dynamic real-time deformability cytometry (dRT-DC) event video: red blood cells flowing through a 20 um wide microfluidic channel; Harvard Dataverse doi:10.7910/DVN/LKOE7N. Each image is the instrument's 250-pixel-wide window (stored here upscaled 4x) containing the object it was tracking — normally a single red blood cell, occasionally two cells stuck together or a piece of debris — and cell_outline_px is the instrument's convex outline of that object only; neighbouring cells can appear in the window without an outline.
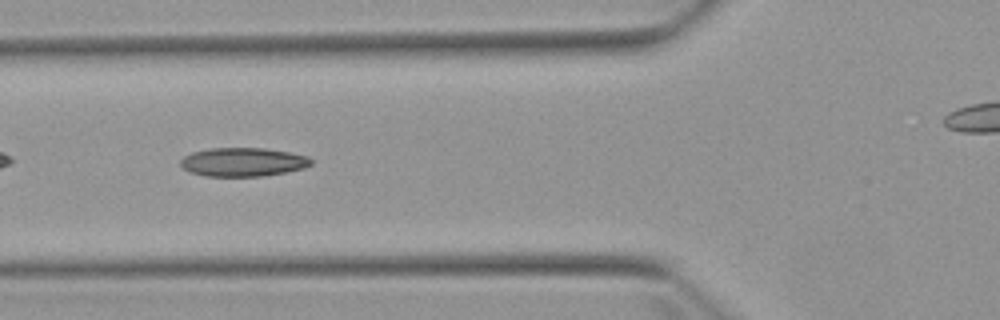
{"species": "Egyptian fruit bat (a non-hibernating species)", "species_latin": "Rousettus aegyptiacus", "temperature_condition": "warm", "stored_images_in_passage": 8, "camera_frame_rate_fps": 3000, "um_per_image_px": 0.085, "animal": {"sex": "female"}, "frame": {"image": 1, "passage_image": 6, "time_ms": 5.667, "image_size_px": [1000, 320], "cell_outline_px": [[312, 164], [304, 168], [264, 176], [204, 176], [188, 172], [180, 164], [180, 160], [184, 156], [192, 152], [212, 148], [264, 148], [288, 152], [308, 156], [312, 160]], "centroid_in_image_um": [20.64, 13.77], "position_along_channel_um": 105.2, "area_um2": 21.85}}
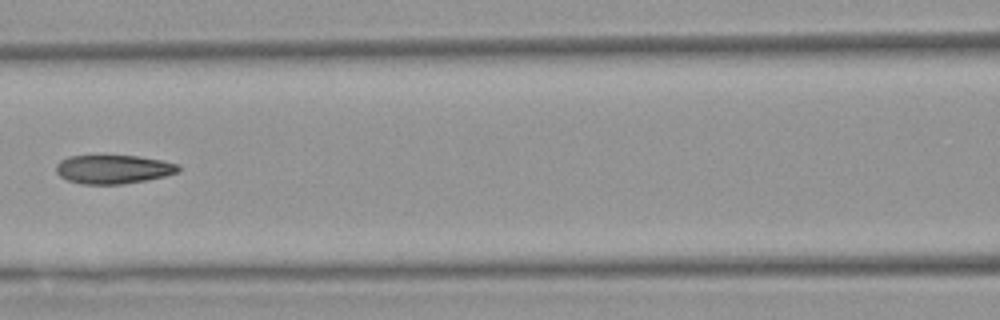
{"frame": {"image": 2, "passage_image": 7, "time_ms": 7.0, "image_size_px": [1000, 320], "cell_outline_px": [[180, 172], [164, 176], [144, 180], [120, 184], [80, 184], [68, 180], [60, 176], [56, 172], [56, 164], [60, 160], [68, 156], [140, 156], [180, 164]], "centroid_in_image_um": [9.63, 14.38], "position_along_channel_um": 157.0, "area_um2": 20.46}}
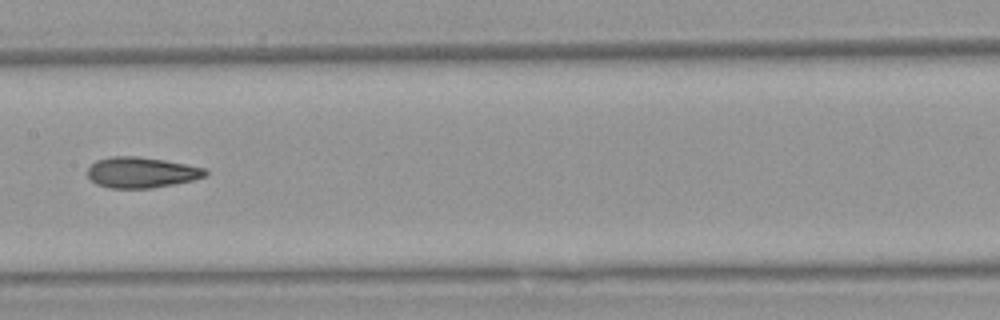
{"frame": {"image": 3, "passage_image": 8, "time_ms": 8.0, "image_size_px": [1000, 320], "cell_outline_px": [[208, 172], [204, 176], [192, 180], [152, 188], [108, 188], [96, 184], [88, 176], [88, 168], [96, 160], [112, 156], [140, 156], [188, 164], [204, 168]], "centroid_in_image_um": [12.0, 14.65], "position_along_channel_um": 195.4, "area_um2": 21.04}}